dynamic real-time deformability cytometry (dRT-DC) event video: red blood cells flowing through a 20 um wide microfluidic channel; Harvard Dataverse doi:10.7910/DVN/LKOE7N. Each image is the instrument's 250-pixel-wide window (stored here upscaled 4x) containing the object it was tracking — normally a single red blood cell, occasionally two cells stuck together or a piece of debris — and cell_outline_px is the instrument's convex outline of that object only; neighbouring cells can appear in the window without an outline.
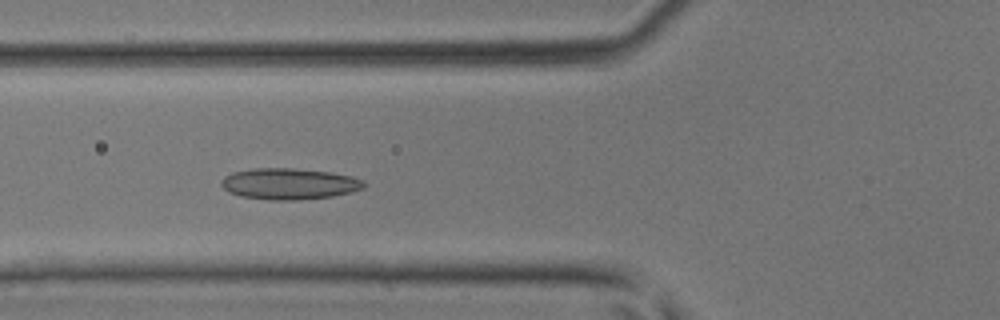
{"species": "common noctule bat (a hibernating species)", "species_latin": "Nyctalus noctula", "temperature_condition": "room temperature", "stored_images_in_passage": 34, "camera_frame_rate_fps": 3000, "um_per_image_px": 0.085, "animal": {"sex": "male", "body_mass_g": 17.9, "forearm_length_mm": 54.2}, "frame": {"image": 1, "passage_image": 8, "time_ms": 2.333, "image_size_px": [1000, 320], "cell_outline_px": [[364, 188], [332, 196], [296, 200], [268, 200], [240, 196], [228, 192], [220, 184], [224, 176], [232, 172], [256, 168], [292, 168], [332, 172], [352, 176], [364, 180]], "centroid_in_image_um": [24.56, 15.62], "position_along_channel_um": 101.2, "area_um2": 25.95}}
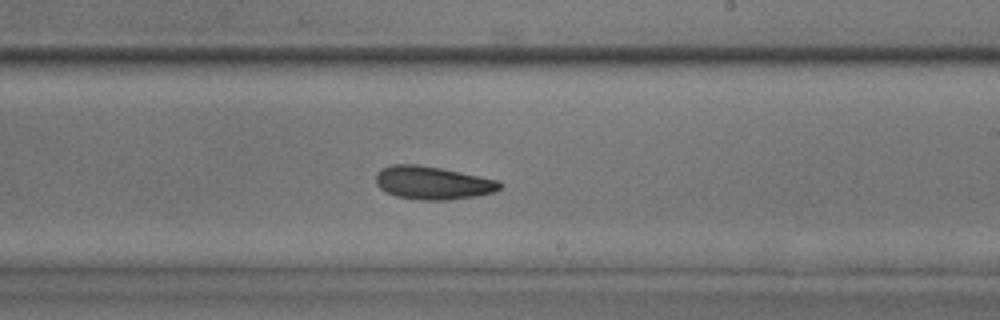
{"frame": {"image": 2, "passage_image": 18, "time_ms": 5.667, "image_size_px": [1000, 320], "cell_outline_px": [[504, 184], [496, 192], [476, 196], [448, 200], [420, 200], [396, 196], [380, 188], [376, 184], [376, 172], [380, 168], [392, 164], [416, 164], [440, 168], [500, 180]], "centroid_in_image_um": [36.79, 15.54], "position_along_channel_um": 252.2, "area_um2": 24.1}}
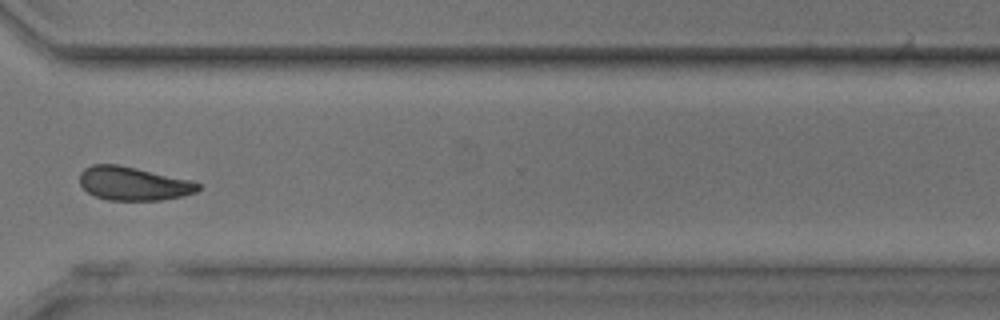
{"frame": {"image": 3, "passage_image": 25, "time_ms": 8.0, "image_size_px": [1000, 320], "cell_outline_px": [[200, 188], [196, 192], [184, 196], [160, 200], [108, 200], [96, 196], [88, 192], [80, 184], [80, 172], [84, 168], [92, 164], [120, 164], [192, 180], [200, 184]], "centroid_in_image_um": [11.35, 15.59], "position_along_channel_um": 359.3, "area_um2": 23.35}}